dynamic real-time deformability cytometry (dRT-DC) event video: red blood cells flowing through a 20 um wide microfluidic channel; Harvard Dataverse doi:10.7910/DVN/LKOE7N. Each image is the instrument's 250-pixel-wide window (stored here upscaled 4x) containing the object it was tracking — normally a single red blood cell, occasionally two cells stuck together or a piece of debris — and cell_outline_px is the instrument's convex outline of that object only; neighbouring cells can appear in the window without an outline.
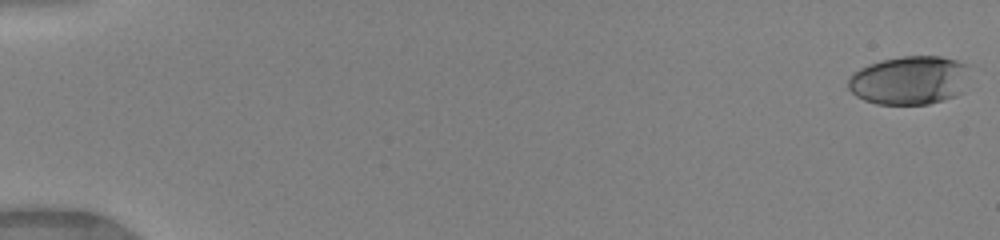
{"species": "human", "species_latin": "Homo sapiens", "temperature_condition": "warm", "stored_images_in_passage": 50, "camera_frame_rate_fps": 3000, "um_per_image_px": 0.085, "donor": {"sex": "female"}, "frame": {"image": 1, "passage_image": 1, "time_ms": 0.0, "image_size_px": [1000, 240], "cell_outline_px": [[968, 64], [964, 92], [956, 96], [928, 104], [876, 104], [864, 100], [856, 96], [848, 88], [848, 80], [860, 68], [868, 64], [884, 60], [904, 56], [940, 56], [956, 60]], "centroid_in_image_um": [77.32, 6.83], "position_along_channel_um": 7.7, "area_um2": 34.39}}
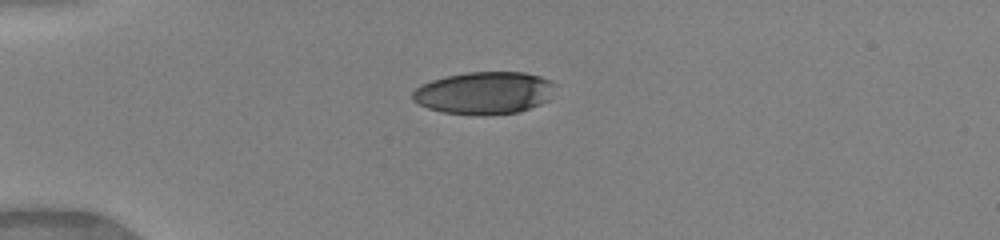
{"frame": {"image": 2, "passage_image": 14, "time_ms": 4.333, "image_size_px": [1000, 240], "cell_outline_px": [[556, 84], [548, 100], [540, 104], [520, 112], [444, 112], [428, 108], [412, 100], [412, 92], [420, 84], [432, 80], [448, 76], [468, 72], [524, 72], [540, 76], [552, 80]], "centroid_in_image_um": [41.19, 7.84], "position_along_channel_um": 43.8, "area_um2": 34.33}}
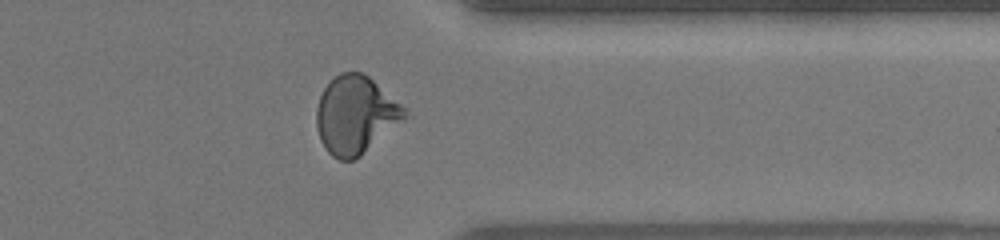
{"frame": {"image": 3, "passage_image": 41, "time_ms": 13.333, "image_size_px": [1000, 240], "cell_outline_px": [[412, 116], [356, 160], [340, 160], [332, 156], [324, 148], [320, 140], [316, 124], [316, 108], [320, 96], [324, 88], [340, 72], [360, 72], [368, 76], [408, 108]], "centroid_in_image_um": [30.29, 9.8], "position_along_channel_um": 381.1, "area_um2": 40.86}, "authors_computed_cell_mechanics": {"area_um2": 38.2636, "velocity_mm_per_s": 4.1453, "shape_relaxation_time_tau1_ms": 7.4432, "shape_relaxation_time_tau2_ms": 1.1133, "deformation_change_tau1": 0.272, "deformation_change_tau2": 0.065}}